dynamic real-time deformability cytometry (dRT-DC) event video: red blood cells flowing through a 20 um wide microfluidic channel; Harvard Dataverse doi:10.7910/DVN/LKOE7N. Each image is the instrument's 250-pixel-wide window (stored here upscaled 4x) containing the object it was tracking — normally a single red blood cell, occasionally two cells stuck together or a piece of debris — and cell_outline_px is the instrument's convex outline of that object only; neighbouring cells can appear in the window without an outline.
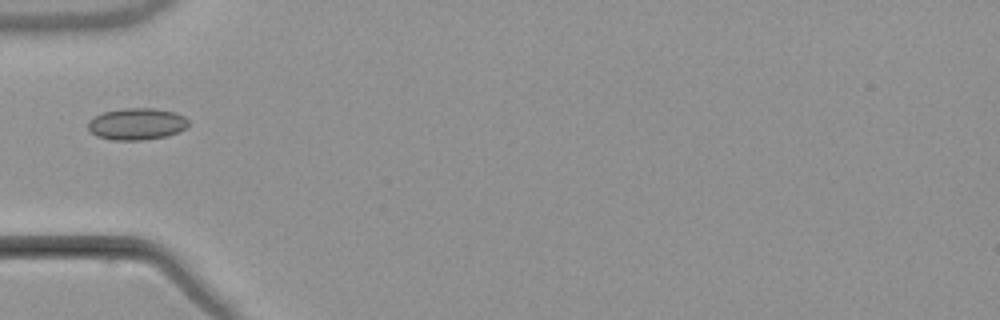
{"species": "common noctule bat (a hibernating species)", "species_latin": "Nyctalus noctula", "temperature_condition": "warm", "stored_images_in_passage": 5, "camera_frame_rate_fps": 3000, "um_per_image_px": 0.085, "animal": {"sex": "male", "body_mass_g": 21.5, "forearm_length_mm": 52.0}, "frame": {"image": 1, "passage_image": 5, "time_ms": 5.0, "image_size_px": [1000, 320], "cell_outline_px": [[188, 124], [184, 128], [168, 136], [144, 140], [112, 140], [96, 136], [88, 128], [88, 120], [92, 116], [104, 112], [124, 108], [152, 108], [176, 112], [184, 116], [188, 120]], "centroid_in_image_um": [11.6, 10.53], "position_along_channel_um": 73.4, "area_um2": 18.67}}